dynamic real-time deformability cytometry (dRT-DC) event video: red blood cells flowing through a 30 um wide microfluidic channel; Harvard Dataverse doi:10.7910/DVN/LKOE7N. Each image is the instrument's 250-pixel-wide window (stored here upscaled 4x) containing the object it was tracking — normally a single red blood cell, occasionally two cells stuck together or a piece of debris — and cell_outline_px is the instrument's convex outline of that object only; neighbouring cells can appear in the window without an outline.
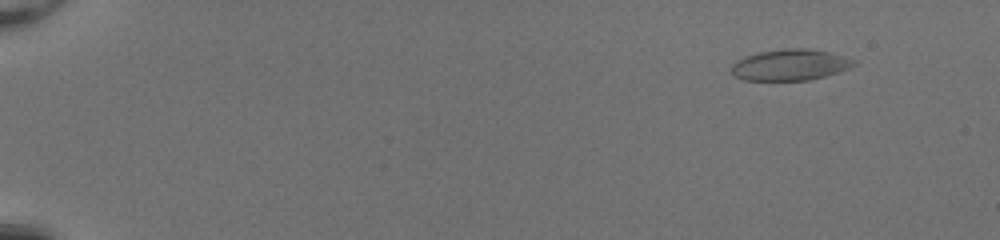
{"species": "common noctule bat (a hibernating species)", "species_latin": "Nyctalus noctula", "temperature_condition": "room temperature", "stored_images_in_passage": 52, "camera_frame_rate_fps": 3000, "um_per_image_px": 0.085, "animal": {"sex": "female", "body_mass_g": 20.0, "forearm_length_mm": 54.0}, "frame": {"image": 1, "passage_image": 6, "time_ms": 1.667, "image_size_px": [1000, 240], "cell_outline_px": [[856, 64], [848, 68], [824, 76], [808, 80], [744, 80], [736, 76], [732, 72], [732, 64], [736, 60], [760, 52], [788, 48], [808, 48], [828, 52], [844, 56], [856, 60]], "centroid_in_image_um": [67.17, 5.51], "position_along_channel_um": 17.8, "area_um2": 21.91}}
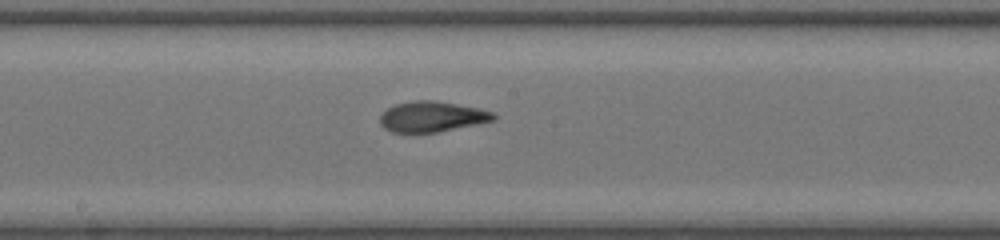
{"frame": {"image": 2, "passage_image": 31, "time_ms": 10.0, "image_size_px": [1000, 240], "cell_outline_px": [[496, 120], [480, 124], [436, 132], [392, 132], [384, 128], [380, 124], [380, 116], [388, 108], [396, 104], [416, 100], [432, 100], [480, 108], [496, 112]], "centroid_in_image_um": [36.78, 9.92], "position_along_channel_um": 211.4, "area_um2": 20.23}}
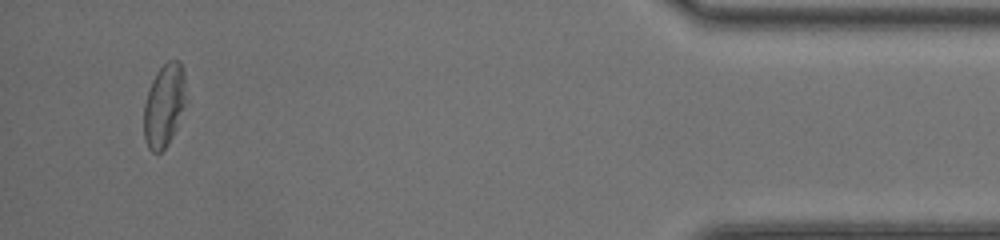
{"frame": {"image": 3, "passage_image": 50, "time_ms": 16.333, "image_size_px": [1000, 240], "cell_outline_px": [[184, 104], [176, 128], [168, 144], [160, 152], [152, 152], [148, 148], [144, 140], [144, 104], [148, 88], [156, 72], [168, 60], [180, 60], [184, 68]], "centroid_in_image_um": [13.92, 8.94], "position_along_channel_um": 421.3, "area_um2": 20.23}, "authors_computed_cell_mechanics": {"area_um2": 21.097, "velocity_mm_per_s": 4.231, "shape_relaxation_time_tau1_ms": 6.4377, "shape_relaxation_time_tau2_ms": 1.6519, "deformation_change_tau1": 0.2066, "deformation_change_tau2": 0.0866}}